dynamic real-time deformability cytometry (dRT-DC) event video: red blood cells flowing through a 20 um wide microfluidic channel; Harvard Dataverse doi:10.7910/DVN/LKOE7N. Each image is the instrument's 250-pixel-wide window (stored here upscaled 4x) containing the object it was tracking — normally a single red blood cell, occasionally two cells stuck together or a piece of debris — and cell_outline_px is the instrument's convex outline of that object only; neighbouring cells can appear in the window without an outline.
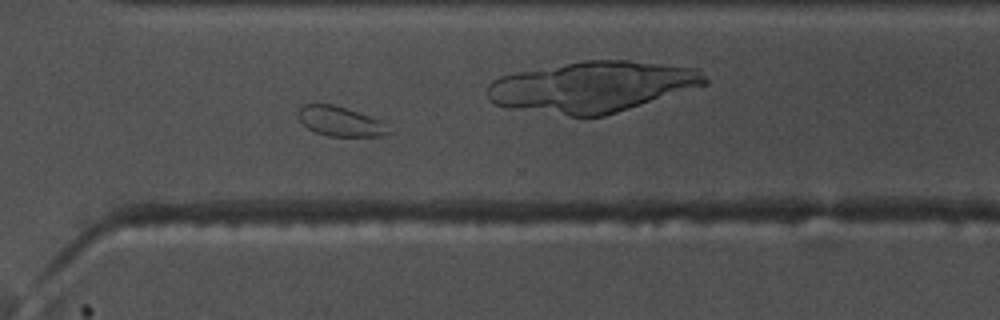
{"species": "common noctule bat (a hibernating species)", "species_latin": "Nyctalus noctula", "temperature_condition": "warm", "stored_images_in_passage": 56, "camera_frame_rate_fps": 3000, "um_per_image_px": 0.085, "animal": {"sex": "male", "body_mass_g": 17.5, "forearm_length_mm": 52.3}, "frame": {"image": 1, "passage_image": 40, "time_ms": 13.0, "image_size_px": [1000, 320], "cell_outline_px": [[388, 132], [384, 136], [328, 136], [316, 132], [308, 128], [296, 116], [300, 108], [304, 104], [332, 104], [380, 120]], "centroid_in_image_um": [28.84, 10.32], "position_along_channel_um": 341.8, "area_um2": 15.14}, "authors_computed_cell_mechanics": {"area_um2": 18.4382, "velocity_mm_per_s": 3.672, "shape_relaxation_time_tau1_ms": 4.8437, "shape_relaxation_time_tau2_ms": null, "deformation_change_tau1": 0.0952, "deformation_change_tau2": null}}